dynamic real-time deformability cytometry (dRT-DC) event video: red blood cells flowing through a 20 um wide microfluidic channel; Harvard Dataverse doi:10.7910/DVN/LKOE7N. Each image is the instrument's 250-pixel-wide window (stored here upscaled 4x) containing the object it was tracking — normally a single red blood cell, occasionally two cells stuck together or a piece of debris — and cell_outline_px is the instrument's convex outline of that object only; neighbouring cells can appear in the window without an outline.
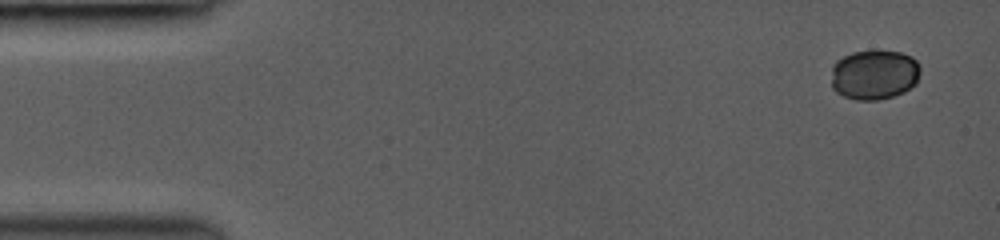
{"species": "common noctule bat (a hibernating species)", "species_latin": "Nyctalus noctula", "temperature_condition": "room temperature", "stored_images_in_passage": 11, "camera_frame_rate_fps": 3000, "um_per_image_px": 0.085, "animal": {"sex": "female", "body_mass_g": 19.0, "forearm_length_mm": 53.3}, "frame": {"image": 1, "passage_image": 1, "time_ms": 0.0, "image_size_px": [1000, 240], "cell_outline_px": [[920, 72], [916, 84], [904, 92], [892, 96], [876, 100], [856, 100], [844, 96], [836, 92], [832, 88], [832, 68], [836, 60], [852, 52], [900, 52], [912, 56], [920, 64]], "centroid_in_image_um": [74.32, 6.36], "position_along_channel_um": 10.7, "area_um2": 25.84}}
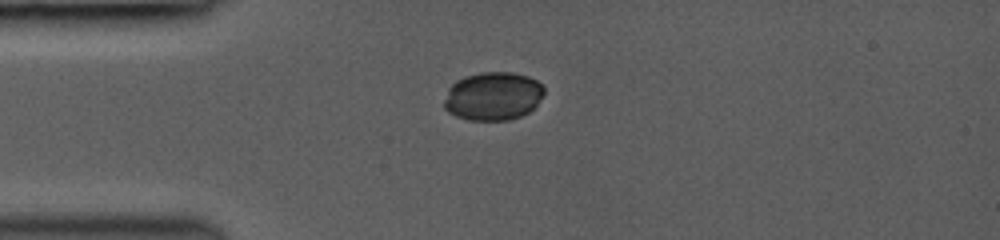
{"frame": {"image": 2, "passage_image": 7, "time_ms": 3.333, "image_size_px": [1000, 240], "cell_outline_px": [[544, 92], [536, 104], [528, 112], [520, 116], [508, 120], [468, 120], [456, 116], [448, 112], [444, 108], [444, 100], [448, 88], [456, 80], [464, 76], [480, 72], [512, 72], [528, 76], [536, 80], [544, 88]], "centroid_in_image_um": [41.87, 8.16], "position_along_channel_um": 43.1, "area_um2": 28.21}}
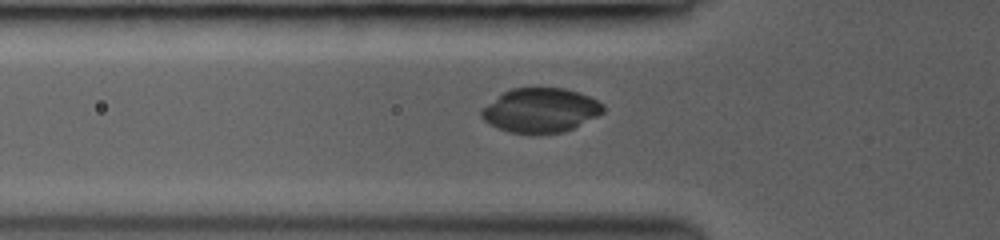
{"frame": {"image": 3, "passage_image": 10, "time_ms": 4.667, "image_size_px": [1000, 240], "cell_outline_px": [[604, 112], [564, 132], [536, 136], [508, 132], [484, 120], [480, 116], [480, 108], [504, 92], [512, 88], [564, 88], [588, 96], [604, 104]], "centroid_in_image_um": [45.91, 9.4], "position_along_channel_um": 79.9, "area_um2": 31.62}}